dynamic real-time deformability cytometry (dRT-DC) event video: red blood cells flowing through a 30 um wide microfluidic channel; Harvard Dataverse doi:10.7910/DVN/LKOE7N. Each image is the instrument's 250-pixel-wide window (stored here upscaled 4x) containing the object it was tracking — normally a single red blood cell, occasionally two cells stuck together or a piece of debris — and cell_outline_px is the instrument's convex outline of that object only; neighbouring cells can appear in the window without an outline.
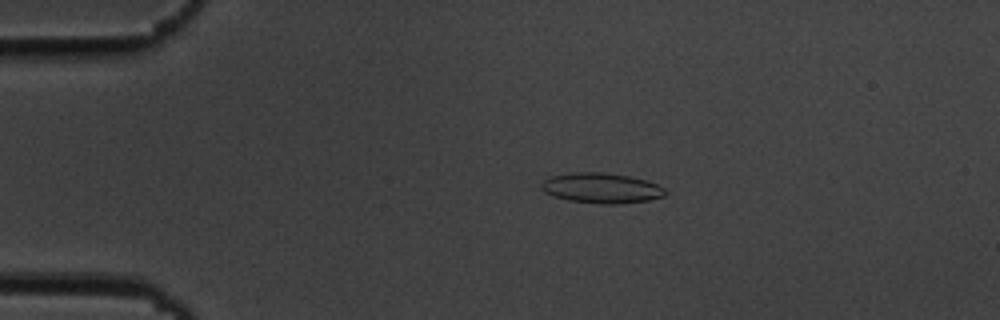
{"species": "common noctule bat (a hibernating species)", "species_latin": "Nyctalus noctula", "temperature_condition": "cold", "stored_images_in_passage": 56, "camera_frame_rate_fps": 3000, "um_per_image_px": 0.085, "animal": {"sex": "male", "body_mass_g": 19.5, "forearm_length_mm": 54.6}, "frame": {"image": 1, "passage_image": 12, "time_ms": 3.667, "image_size_px": [1000, 320], "cell_outline_px": [[668, 192], [664, 196], [648, 200], [616, 204], [600, 204], [568, 200], [552, 196], [544, 192], [540, 188], [540, 184], [544, 180], [552, 176], [572, 172], [604, 172], [632, 176], [656, 184], [664, 188]], "centroid_in_image_um": [51.1, 15.98], "position_along_channel_um": 33.9, "area_um2": 21.96}}
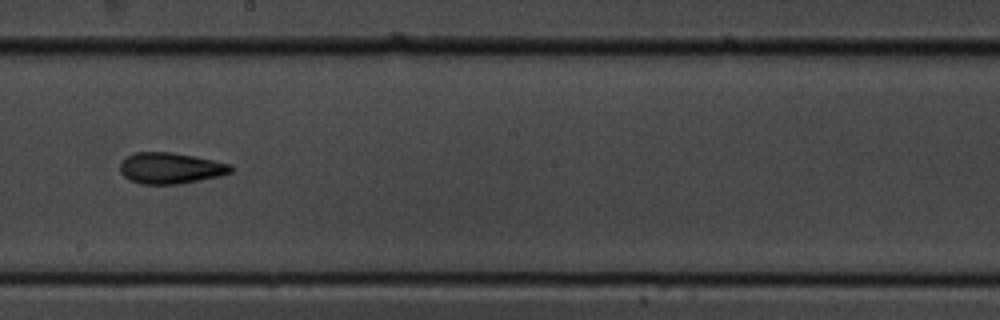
{"frame": {"image": 2, "passage_image": 32, "time_ms": 10.333, "image_size_px": [1000, 320], "cell_outline_px": [[232, 172], [220, 176], [180, 184], [140, 184], [128, 180], [120, 172], [120, 160], [136, 152], [172, 152], [232, 164]], "centroid_in_image_um": [14.47, 14.3], "position_along_channel_um": 233.7, "area_um2": 20.17}}
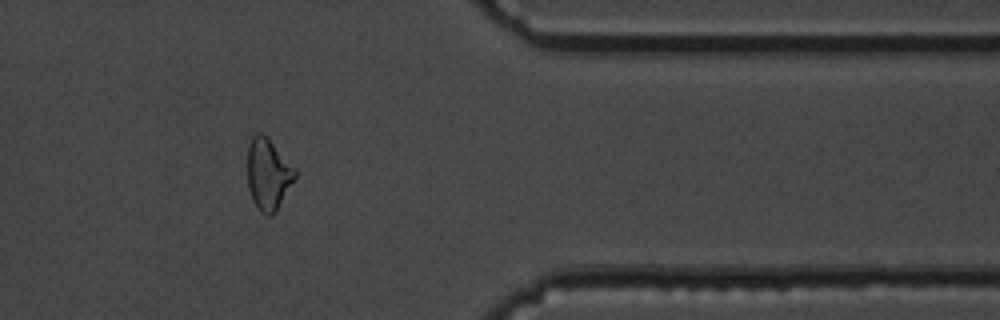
{"frame": {"image": 3, "passage_image": 46, "time_ms": 15.0, "image_size_px": [1000, 320], "cell_outline_px": [[296, 176], [276, 212], [272, 216], [268, 216], [260, 212], [256, 208], [252, 200], [248, 188], [248, 144], [252, 136], [256, 132], [260, 132], [268, 136], [296, 168]], "centroid_in_image_um": [22.79, 14.79], "position_along_channel_um": 388.6, "area_um2": 20.17}, "authors_computed_cell_mechanics": {"area_um2": 20.3745, "velocity_mm_per_s": 3.6578, "shape_relaxation_time_tau1_ms": 5.3766, "shape_relaxation_time_tau2_ms": 2.6439, "deformation_change_tau1": 0.1611, "deformation_change_tau2": 0.1066}}